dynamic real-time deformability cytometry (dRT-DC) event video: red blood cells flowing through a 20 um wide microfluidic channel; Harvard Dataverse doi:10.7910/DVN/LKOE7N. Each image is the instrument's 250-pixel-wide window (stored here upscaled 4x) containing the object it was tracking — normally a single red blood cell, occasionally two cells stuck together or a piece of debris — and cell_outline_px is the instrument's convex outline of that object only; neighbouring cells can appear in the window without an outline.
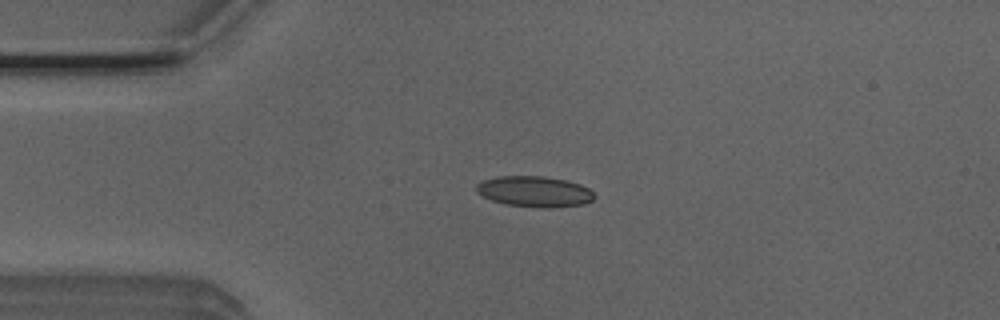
{"species": "Egyptian fruit bat (a non-hibernating species)", "species_latin": "Rousettus aegyptiacus", "temperature_condition": "room temperature", "stored_images_in_passage": 42, "camera_frame_rate_fps": 3000, "um_per_image_px": 0.085, "animal": {"sex": "male"}, "frame": {"image": 1, "passage_image": 1, "time_ms": 0.0, "image_size_px": [1000, 320], "cell_outline_px": [[596, 196], [592, 200], [584, 204], [552, 208], [544, 208], [504, 204], [492, 200], [476, 192], [476, 184], [484, 180], [496, 176], [544, 176], [564, 180], [580, 184], [588, 188]], "centroid_in_image_um": [45.43, 16.28], "position_along_channel_um": 39.6, "area_um2": 21.15}}
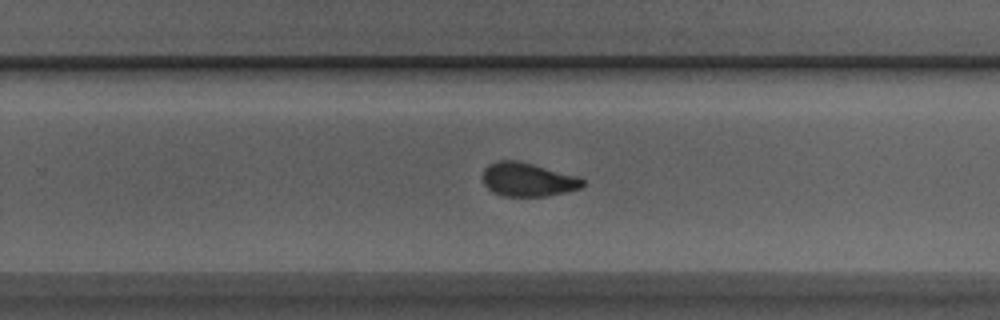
{"frame": {"image": 2, "passage_image": 22, "time_ms": 7.0, "image_size_px": [1000, 320], "cell_outline_px": [[584, 184], [580, 188], [568, 192], [548, 196], [504, 196], [492, 192], [484, 184], [484, 168], [488, 164], [496, 160], [516, 160], [580, 176], [584, 180]], "centroid_in_image_um": [44.88, 15.26], "position_along_channel_um": 284.9, "area_um2": 19.77}}
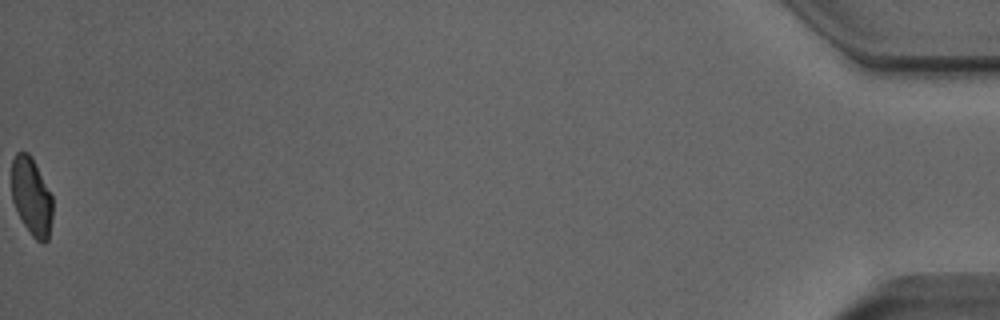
{"frame": {"image": 3, "passage_image": 42, "time_ms": 13.667, "image_size_px": [1000, 320], "cell_outline_px": [[52, 216], [48, 240], [44, 244], [40, 244], [32, 236], [24, 224], [12, 200], [12, 160], [16, 152], [28, 152], [32, 156], [52, 196]], "centroid_in_image_um": [2.69, 16.71], "position_along_channel_um": 432.5, "area_um2": 18.61}, "authors_computed_cell_mechanics": {"area_um2": 20.2878, "velocity_mm_per_s": 3.8502, "shape_relaxation_time_tau1_ms": 6.7951, "shape_relaxation_time_tau2_ms": 1.0252, "deformation_change_tau1": 0.1634, "deformation_change_tau2": 0.0678}}